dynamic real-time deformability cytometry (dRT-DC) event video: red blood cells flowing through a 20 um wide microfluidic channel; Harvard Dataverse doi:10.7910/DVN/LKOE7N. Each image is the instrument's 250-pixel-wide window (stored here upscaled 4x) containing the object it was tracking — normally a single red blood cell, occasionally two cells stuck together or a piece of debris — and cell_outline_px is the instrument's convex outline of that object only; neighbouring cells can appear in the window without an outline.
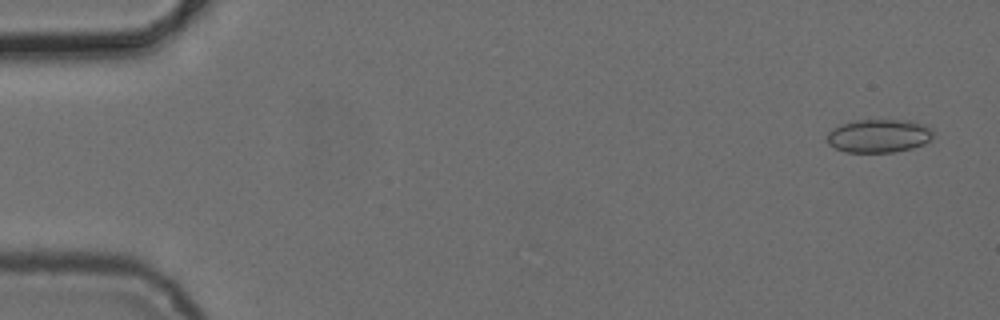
{"species": "common noctule bat (a hibernating species)", "species_latin": "Nyctalus noctula", "temperature_condition": "cold", "stored_images_in_passage": 5, "camera_frame_rate_fps": 3000, "um_per_image_px": 0.085, "animal": {"sex": "female", "body_mass_g": 24.6, "forearm_length_mm": 56.2}, "frame": {"image": 1, "passage_image": 1, "time_ms": 0.0, "image_size_px": [1000, 320], "cell_outline_px": [[932, 136], [924, 144], [912, 148], [892, 152], [844, 152], [828, 144], [828, 132], [832, 128], [856, 120], [912, 120], [924, 124], [932, 128]], "centroid_in_image_um": [74.71, 11.54], "position_along_channel_um": 10.3, "area_um2": 20.58}}
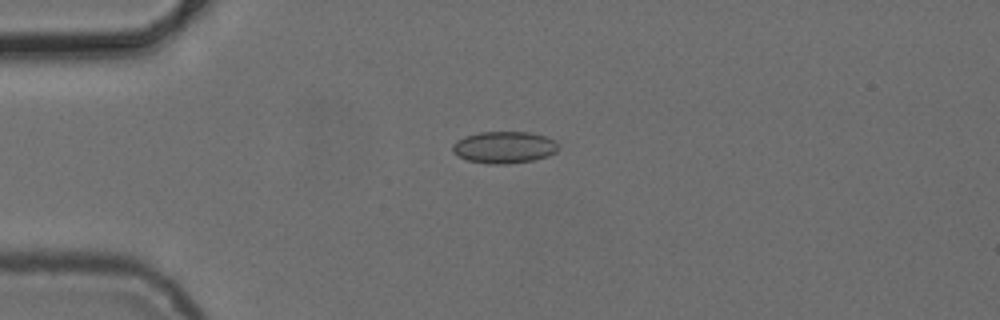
{"frame": {"image": 2, "passage_image": 4, "time_ms": 3.667, "image_size_px": [1000, 320], "cell_outline_px": [[556, 152], [548, 156], [532, 160], [504, 164], [488, 164], [468, 160], [452, 152], [452, 144], [456, 140], [464, 136], [480, 132], [528, 132], [544, 136], [552, 140], [556, 144]], "centroid_in_image_um": [42.79, 12.52], "position_along_channel_um": 42.2, "area_um2": 19.42}}